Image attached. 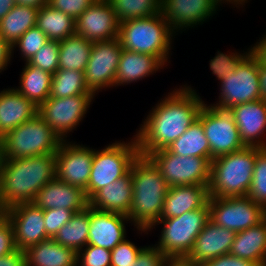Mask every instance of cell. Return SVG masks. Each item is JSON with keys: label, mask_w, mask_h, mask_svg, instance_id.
Wrapping results in <instances>:
<instances>
[{"label": "cell", "mask_w": 266, "mask_h": 266, "mask_svg": "<svg viewBox=\"0 0 266 266\" xmlns=\"http://www.w3.org/2000/svg\"><path fill=\"white\" fill-rule=\"evenodd\" d=\"M168 92L152 109L134 135L139 154L166 149L172 142L187 131L197 119L199 111L205 103L196 89L191 85Z\"/></svg>", "instance_id": "cell-1"}, {"label": "cell", "mask_w": 266, "mask_h": 266, "mask_svg": "<svg viewBox=\"0 0 266 266\" xmlns=\"http://www.w3.org/2000/svg\"><path fill=\"white\" fill-rule=\"evenodd\" d=\"M55 177V154L4 159L0 173L1 210L32 202L37 192Z\"/></svg>", "instance_id": "cell-2"}, {"label": "cell", "mask_w": 266, "mask_h": 266, "mask_svg": "<svg viewBox=\"0 0 266 266\" xmlns=\"http://www.w3.org/2000/svg\"><path fill=\"white\" fill-rule=\"evenodd\" d=\"M130 172L133 196L128 218L137 233L149 234L148 230L160 220L169 185L147 156L139 154Z\"/></svg>", "instance_id": "cell-3"}, {"label": "cell", "mask_w": 266, "mask_h": 266, "mask_svg": "<svg viewBox=\"0 0 266 266\" xmlns=\"http://www.w3.org/2000/svg\"><path fill=\"white\" fill-rule=\"evenodd\" d=\"M173 38L172 27L160 13L119 23L118 39L123 49L153 55L165 67L172 55Z\"/></svg>", "instance_id": "cell-4"}, {"label": "cell", "mask_w": 266, "mask_h": 266, "mask_svg": "<svg viewBox=\"0 0 266 266\" xmlns=\"http://www.w3.org/2000/svg\"><path fill=\"white\" fill-rule=\"evenodd\" d=\"M263 148H244L211 161L209 197L247 196L256 155Z\"/></svg>", "instance_id": "cell-5"}, {"label": "cell", "mask_w": 266, "mask_h": 266, "mask_svg": "<svg viewBox=\"0 0 266 266\" xmlns=\"http://www.w3.org/2000/svg\"><path fill=\"white\" fill-rule=\"evenodd\" d=\"M209 220L210 207L207 202L202 208L185 212L181 216L160 219L148 231L153 228L156 230L155 227L161 225L160 237L154 245L170 261H183L192 250L196 237Z\"/></svg>", "instance_id": "cell-6"}, {"label": "cell", "mask_w": 266, "mask_h": 266, "mask_svg": "<svg viewBox=\"0 0 266 266\" xmlns=\"http://www.w3.org/2000/svg\"><path fill=\"white\" fill-rule=\"evenodd\" d=\"M61 142L58 135L38 114L1 139L4 159L55 154Z\"/></svg>", "instance_id": "cell-7"}, {"label": "cell", "mask_w": 266, "mask_h": 266, "mask_svg": "<svg viewBox=\"0 0 266 266\" xmlns=\"http://www.w3.org/2000/svg\"><path fill=\"white\" fill-rule=\"evenodd\" d=\"M115 141L102 149H94L89 183L86 188L88 200L104 186L125 176L132 162L139 155L135 136L130 141Z\"/></svg>", "instance_id": "cell-8"}, {"label": "cell", "mask_w": 266, "mask_h": 266, "mask_svg": "<svg viewBox=\"0 0 266 266\" xmlns=\"http://www.w3.org/2000/svg\"><path fill=\"white\" fill-rule=\"evenodd\" d=\"M169 187L183 185L209 186L211 162L207 158L181 156L160 149L147 155Z\"/></svg>", "instance_id": "cell-9"}, {"label": "cell", "mask_w": 266, "mask_h": 266, "mask_svg": "<svg viewBox=\"0 0 266 266\" xmlns=\"http://www.w3.org/2000/svg\"><path fill=\"white\" fill-rule=\"evenodd\" d=\"M204 103L198 119L204 127V134L210 145V162L220 156L238 151L245 147L239 130L229 109Z\"/></svg>", "instance_id": "cell-10"}, {"label": "cell", "mask_w": 266, "mask_h": 266, "mask_svg": "<svg viewBox=\"0 0 266 266\" xmlns=\"http://www.w3.org/2000/svg\"><path fill=\"white\" fill-rule=\"evenodd\" d=\"M94 94H81L65 98L49 97L38 106L37 114L64 141L69 133L79 127L90 105L95 100Z\"/></svg>", "instance_id": "cell-11"}, {"label": "cell", "mask_w": 266, "mask_h": 266, "mask_svg": "<svg viewBox=\"0 0 266 266\" xmlns=\"http://www.w3.org/2000/svg\"><path fill=\"white\" fill-rule=\"evenodd\" d=\"M218 101L213 103L219 108L230 109L236 105L261 99L259 85V65L248 54L236 67L219 82Z\"/></svg>", "instance_id": "cell-12"}, {"label": "cell", "mask_w": 266, "mask_h": 266, "mask_svg": "<svg viewBox=\"0 0 266 266\" xmlns=\"http://www.w3.org/2000/svg\"><path fill=\"white\" fill-rule=\"evenodd\" d=\"M210 220L235 233L258 225L266 210L248 196L209 197Z\"/></svg>", "instance_id": "cell-13"}, {"label": "cell", "mask_w": 266, "mask_h": 266, "mask_svg": "<svg viewBox=\"0 0 266 266\" xmlns=\"http://www.w3.org/2000/svg\"><path fill=\"white\" fill-rule=\"evenodd\" d=\"M122 53L119 39L93 42L84 71L88 89L96 96L102 89L115 87V76Z\"/></svg>", "instance_id": "cell-14"}, {"label": "cell", "mask_w": 266, "mask_h": 266, "mask_svg": "<svg viewBox=\"0 0 266 266\" xmlns=\"http://www.w3.org/2000/svg\"><path fill=\"white\" fill-rule=\"evenodd\" d=\"M94 148L64 140L55 153L56 177L85 191L89 183Z\"/></svg>", "instance_id": "cell-15"}, {"label": "cell", "mask_w": 266, "mask_h": 266, "mask_svg": "<svg viewBox=\"0 0 266 266\" xmlns=\"http://www.w3.org/2000/svg\"><path fill=\"white\" fill-rule=\"evenodd\" d=\"M220 5L223 6L219 0H161L160 14L178 35L212 19Z\"/></svg>", "instance_id": "cell-16"}, {"label": "cell", "mask_w": 266, "mask_h": 266, "mask_svg": "<svg viewBox=\"0 0 266 266\" xmlns=\"http://www.w3.org/2000/svg\"><path fill=\"white\" fill-rule=\"evenodd\" d=\"M3 213L13 225L16 248L25 251L27 248L50 238L44 226L43 209L33 202L12 206Z\"/></svg>", "instance_id": "cell-17"}, {"label": "cell", "mask_w": 266, "mask_h": 266, "mask_svg": "<svg viewBox=\"0 0 266 266\" xmlns=\"http://www.w3.org/2000/svg\"><path fill=\"white\" fill-rule=\"evenodd\" d=\"M119 22L108 0H96L76 20L75 32L91 42L118 38Z\"/></svg>", "instance_id": "cell-18"}, {"label": "cell", "mask_w": 266, "mask_h": 266, "mask_svg": "<svg viewBox=\"0 0 266 266\" xmlns=\"http://www.w3.org/2000/svg\"><path fill=\"white\" fill-rule=\"evenodd\" d=\"M235 232L216 225L209 220L195 239L194 246L183 260L190 265L200 266L203 262L229 254Z\"/></svg>", "instance_id": "cell-19"}, {"label": "cell", "mask_w": 266, "mask_h": 266, "mask_svg": "<svg viewBox=\"0 0 266 266\" xmlns=\"http://www.w3.org/2000/svg\"><path fill=\"white\" fill-rule=\"evenodd\" d=\"M229 110L232 112L243 144L266 148V100L246 102Z\"/></svg>", "instance_id": "cell-20"}, {"label": "cell", "mask_w": 266, "mask_h": 266, "mask_svg": "<svg viewBox=\"0 0 266 266\" xmlns=\"http://www.w3.org/2000/svg\"><path fill=\"white\" fill-rule=\"evenodd\" d=\"M128 216L90 207V228L87 244L112 250L127 238Z\"/></svg>", "instance_id": "cell-21"}, {"label": "cell", "mask_w": 266, "mask_h": 266, "mask_svg": "<svg viewBox=\"0 0 266 266\" xmlns=\"http://www.w3.org/2000/svg\"><path fill=\"white\" fill-rule=\"evenodd\" d=\"M32 202L43 210L65 208L74 213L89 206L85 191L57 177L40 189Z\"/></svg>", "instance_id": "cell-22"}, {"label": "cell", "mask_w": 266, "mask_h": 266, "mask_svg": "<svg viewBox=\"0 0 266 266\" xmlns=\"http://www.w3.org/2000/svg\"><path fill=\"white\" fill-rule=\"evenodd\" d=\"M37 112L38 106L14 87L0 90V137L33 118Z\"/></svg>", "instance_id": "cell-23"}, {"label": "cell", "mask_w": 266, "mask_h": 266, "mask_svg": "<svg viewBox=\"0 0 266 266\" xmlns=\"http://www.w3.org/2000/svg\"><path fill=\"white\" fill-rule=\"evenodd\" d=\"M133 182L131 172L98 190L90 199L89 206L96 210L128 216L132 205Z\"/></svg>", "instance_id": "cell-24"}, {"label": "cell", "mask_w": 266, "mask_h": 266, "mask_svg": "<svg viewBox=\"0 0 266 266\" xmlns=\"http://www.w3.org/2000/svg\"><path fill=\"white\" fill-rule=\"evenodd\" d=\"M208 199L209 192L206 185L169 187L160 219L178 217L185 212L202 208Z\"/></svg>", "instance_id": "cell-25"}, {"label": "cell", "mask_w": 266, "mask_h": 266, "mask_svg": "<svg viewBox=\"0 0 266 266\" xmlns=\"http://www.w3.org/2000/svg\"><path fill=\"white\" fill-rule=\"evenodd\" d=\"M165 66L153 55L133 52L122 48L115 76V87L138 82L150 77Z\"/></svg>", "instance_id": "cell-26"}, {"label": "cell", "mask_w": 266, "mask_h": 266, "mask_svg": "<svg viewBox=\"0 0 266 266\" xmlns=\"http://www.w3.org/2000/svg\"><path fill=\"white\" fill-rule=\"evenodd\" d=\"M26 266H77V251L48 238L27 248Z\"/></svg>", "instance_id": "cell-27"}, {"label": "cell", "mask_w": 266, "mask_h": 266, "mask_svg": "<svg viewBox=\"0 0 266 266\" xmlns=\"http://www.w3.org/2000/svg\"><path fill=\"white\" fill-rule=\"evenodd\" d=\"M230 254L266 266V218L256 226L237 232Z\"/></svg>", "instance_id": "cell-28"}, {"label": "cell", "mask_w": 266, "mask_h": 266, "mask_svg": "<svg viewBox=\"0 0 266 266\" xmlns=\"http://www.w3.org/2000/svg\"><path fill=\"white\" fill-rule=\"evenodd\" d=\"M24 64V68L19 74L20 86L14 88L36 106H39L50 96L52 74L30 65L28 62Z\"/></svg>", "instance_id": "cell-29"}, {"label": "cell", "mask_w": 266, "mask_h": 266, "mask_svg": "<svg viewBox=\"0 0 266 266\" xmlns=\"http://www.w3.org/2000/svg\"><path fill=\"white\" fill-rule=\"evenodd\" d=\"M38 8L15 5L0 20V37L11 47L30 28L36 26Z\"/></svg>", "instance_id": "cell-30"}, {"label": "cell", "mask_w": 266, "mask_h": 266, "mask_svg": "<svg viewBox=\"0 0 266 266\" xmlns=\"http://www.w3.org/2000/svg\"><path fill=\"white\" fill-rule=\"evenodd\" d=\"M36 26L52 41H63L76 34L75 20L49 4L39 8Z\"/></svg>", "instance_id": "cell-31"}, {"label": "cell", "mask_w": 266, "mask_h": 266, "mask_svg": "<svg viewBox=\"0 0 266 266\" xmlns=\"http://www.w3.org/2000/svg\"><path fill=\"white\" fill-rule=\"evenodd\" d=\"M93 42L74 34L59 42V69L84 72Z\"/></svg>", "instance_id": "cell-32"}, {"label": "cell", "mask_w": 266, "mask_h": 266, "mask_svg": "<svg viewBox=\"0 0 266 266\" xmlns=\"http://www.w3.org/2000/svg\"><path fill=\"white\" fill-rule=\"evenodd\" d=\"M166 150L177 155L207 158L210 161V145L202 122L197 118Z\"/></svg>", "instance_id": "cell-33"}, {"label": "cell", "mask_w": 266, "mask_h": 266, "mask_svg": "<svg viewBox=\"0 0 266 266\" xmlns=\"http://www.w3.org/2000/svg\"><path fill=\"white\" fill-rule=\"evenodd\" d=\"M90 228V206L73 214L53 239L64 247L79 251L87 245Z\"/></svg>", "instance_id": "cell-34"}, {"label": "cell", "mask_w": 266, "mask_h": 266, "mask_svg": "<svg viewBox=\"0 0 266 266\" xmlns=\"http://www.w3.org/2000/svg\"><path fill=\"white\" fill-rule=\"evenodd\" d=\"M93 94L87 87L84 72L58 69L51 78L49 97L65 98Z\"/></svg>", "instance_id": "cell-35"}, {"label": "cell", "mask_w": 266, "mask_h": 266, "mask_svg": "<svg viewBox=\"0 0 266 266\" xmlns=\"http://www.w3.org/2000/svg\"><path fill=\"white\" fill-rule=\"evenodd\" d=\"M119 23L155 16L160 13L161 0H108Z\"/></svg>", "instance_id": "cell-36"}, {"label": "cell", "mask_w": 266, "mask_h": 266, "mask_svg": "<svg viewBox=\"0 0 266 266\" xmlns=\"http://www.w3.org/2000/svg\"><path fill=\"white\" fill-rule=\"evenodd\" d=\"M247 196L266 210V148L256 155L253 177Z\"/></svg>", "instance_id": "cell-37"}, {"label": "cell", "mask_w": 266, "mask_h": 266, "mask_svg": "<svg viewBox=\"0 0 266 266\" xmlns=\"http://www.w3.org/2000/svg\"><path fill=\"white\" fill-rule=\"evenodd\" d=\"M49 41L48 37L37 27L30 28L11 47L12 58L18 48L24 63L28 62Z\"/></svg>", "instance_id": "cell-38"}, {"label": "cell", "mask_w": 266, "mask_h": 266, "mask_svg": "<svg viewBox=\"0 0 266 266\" xmlns=\"http://www.w3.org/2000/svg\"><path fill=\"white\" fill-rule=\"evenodd\" d=\"M243 53L229 52L228 54L217 51L216 55L209 60V67L212 74L215 75L219 82L228 74L235 71L237 65L249 54V49L242 51Z\"/></svg>", "instance_id": "cell-39"}, {"label": "cell", "mask_w": 266, "mask_h": 266, "mask_svg": "<svg viewBox=\"0 0 266 266\" xmlns=\"http://www.w3.org/2000/svg\"><path fill=\"white\" fill-rule=\"evenodd\" d=\"M28 63L53 75L59 69V41L49 40Z\"/></svg>", "instance_id": "cell-40"}, {"label": "cell", "mask_w": 266, "mask_h": 266, "mask_svg": "<svg viewBox=\"0 0 266 266\" xmlns=\"http://www.w3.org/2000/svg\"><path fill=\"white\" fill-rule=\"evenodd\" d=\"M77 266H111V250L87 244L77 252Z\"/></svg>", "instance_id": "cell-41"}, {"label": "cell", "mask_w": 266, "mask_h": 266, "mask_svg": "<svg viewBox=\"0 0 266 266\" xmlns=\"http://www.w3.org/2000/svg\"><path fill=\"white\" fill-rule=\"evenodd\" d=\"M145 246H136L125 238L111 250V266H128L134 262Z\"/></svg>", "instance_id": "cell-42"}, {"label": "cell", "mask_w": 266, "mask_h": 266, "mask_svg": "<svg viewBox=\"0 0 266 266\" xmlns=\"http://www.w3.org/2000/svg\"><path fill=\"white\" fill-rule=\"evenodd\" d=\"M44 212V226L46 233L53 238L56 233L64 226L73 216L74 212L65 208L46 209Z\"/></svg>", "instance_id": "cell-43"}, {"label": "cell", "mask_w": 266, "mask_h": 266, "mask_svg": "<svg viewBox=\"0 0 266 266\" xmlns=\"http://www.w3.org/2000/svg\"><path fill=\"white\" fill-rule=\"evenodd\" d=\"M171 261L155 246H145L128 266H169Z\"/></svg>", "instance_id": "cell-44"}, {"label": "cell", "mask_w": 266, "mask_h": 266, "mask_svg": "<svg viewBox=\"0 0 266 266\" xmlns=\"http://www.w3.org/2000/svg\"><path fill=\"white\" fill-rule=\"evenodd\" d=\"M96 0H49V5L76 20Z\"/></svg>", "instance_id": "cell-45"}, {"label": "cell", "mask_w": 266, "mask_h": 266, "mask_svg": "<svg viewBox=\"0 0 266 266\" xmlns=\"http://www.w3.org/2000/svg\"><path fill=\"white\" fill-rule=\"evenodd\" d=\"M17 250L13 225L7 216L0 215V257Z\"/></svg>", "instance_id": "cell-46"}, {"label": "cell", "mask_w": 266, "mask_h": 266, "mask_svg": "<svg viewBox=\"0 0 266 266\" xmlns=\"http://www.w3.org/2000/svg\"><path fill=\"white\" fill-rule=\"evenodd\" d=\"M200 266H258L255 262L229 254L203 262Z\"/></svg>", "instance_id": "cell-47"}, {"label": "cell", "mask_w": 266, "mask_h": 266, "mask_svg": "<svg viewBox=\"0 0 266 266\" xmlns=\"http://www.w3.org/2000/svg\"><path fill=\"white\" fill-rule=\"evenodd\" d=\"M0 266H26L24 251L17 249L10 254L1 256Z\"/></svg>", "instance_id": "cell-48"}, {"label": "cell", "mask_w": 266, "mask_h": 266, "mask_svg": "<svg viewBox=\"0 0 266 266\" xmlns=\"http://www.w3.org/2000/svg\"><path fill=\"white\" fill-rule=\"evenodd\" d=\"M12 61V48L11 46L0 37V73L8 69V64Z\"/></svg>", "instance_id": "cell-49"}, {"label": "cell", "mask_w": 266, "mask_h": 266, "mask_svg": "<svg viewBox=\"0 0 266 266\" xmlns=\"http://www.w3.org/2000/svg\"><path fill=\"white\" fill-rule=\"evenodd\" d=\"M16 5L31 6L34 8H41L49 4V0H14Z\"/></svg>", "instance_id": "cell-50"}, {"label": "cell", "mask_w": 266, "mask_h": 266, "mask_svg": "<svg viewBox=\"0 0 266 266\" xmlns=\"http://www.w3.org/2000/svg\"><path fill=\"white\" fill-rule=\"evenodd\" d=\"M259 85L261 99L266 100V66H259Z\"/></svg>", "instance_id": "cell-51"}, {"label": "cell", "mask_w": 266, "mask_h": 266, "mask_svg": "<svg viewBox=\"0 0 266 266\" xmlns=\"http://www.w3.org/2000/svg\"><path fill=\"white\" fill-rule=\"evenodd\" d=\"M14 0H0V20L15 6Z\"/></svg>", "instance_id": "cell-52"}, {"label": "cell", "mask_w": 266, "mask_h": 266, "mask_svg": "<svg viewBox=\"0 0 266 266\" xmlns=\"http://www.w3.org/2000/svg\"><path fill=\"white\" fill-rule=\"evenodd\" d=\"M222 4H232L233 8H242L244 7L245 3L249 2V0H219ZM235 6V7H234Z\"/></svg>", "instance_id": "cell-53"}, {"label": "cell", "mask_w": 266, "mask_h": 266, "mask_svg": "<svg viewBox=\"0 0 266 266\" xmlns=\"http://www.w3.org/2000/svg\"><path fill=\"white\" fill-rule=\"evenodd\" d=\"M169 266H198V265H190L185 263L184 261H171Z\"/></svg>", "instance_id": "cell-54"}, {"label": "cell", "mask_w": 266, "mask_h": 266, "mask_svg": "<svg viewBox=\"0 0 266 266\" xmlns=\"http://www.w3.org/2000/svg\"><path fill=\"white\" fill-rule=\"evenodd\" d=\"M3 161H4L3 148L2 146H0V173H1V166L3 164Z\"/></svg>", "instance_id": "cell-55"}]
</instances>
